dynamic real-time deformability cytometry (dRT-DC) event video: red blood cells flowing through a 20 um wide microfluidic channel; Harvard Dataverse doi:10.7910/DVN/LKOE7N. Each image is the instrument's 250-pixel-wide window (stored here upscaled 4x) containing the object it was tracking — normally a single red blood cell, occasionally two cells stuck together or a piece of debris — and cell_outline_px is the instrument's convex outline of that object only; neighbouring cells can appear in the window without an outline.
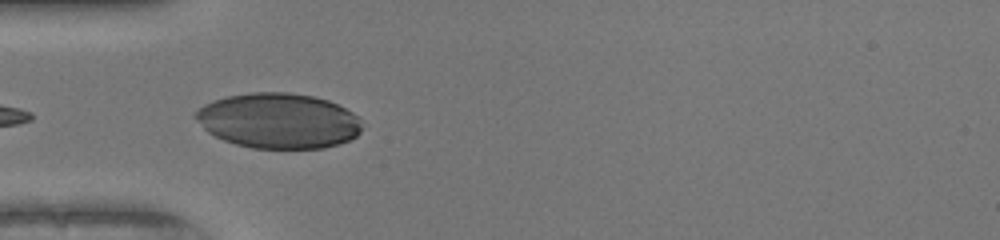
{"species": "human", "species_latin": "Homo sapiens", "temperature_condition": "warm", "stored_images_in_passage": 4, "camera_frame_rate_fps": 3000, "um_per_image_px": 0.085, "donor": {"sex": "female"}, "frame": {"image": 1, "passage_image": 1, "time_ms": 0.0, "image_size_px": [1000, 240], "cell_outline_px": [[360, 132], [356, 136], [348, 140], [324, 148], [252, 148], [236, 144], [224, 140], [208, 132], [192, 116], [204, 104], [212, 100], [224, 96], [252, 92], [288, 92], [316, 96], [328, 100], [360, 116]], "centroid_in_image_um": [23.65, 10.25], "position_along_channel_um": 61.3, "area_um2": 53.7}}
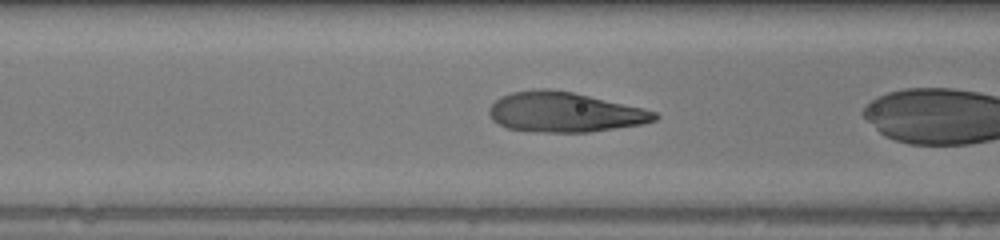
{"frame": {"image": 2, "passage_image": 3, "time_ms": 0.667, "image_size_px": [1000, 240], "cell_outline_px": [[660, 116], [656, 120], [644, 124], [588, 132], [532, 132], [508, 128], [492, 120], [488, 112], [488, 108], [500, 96], [512, 92], [536, 88], [548, 88], [572, 92], [644, 108], [656, 112]], "centroid_in_image_um": [47.98, 9.53], "position_along_channel_um": 118.6, "area_um2": 38.73}}